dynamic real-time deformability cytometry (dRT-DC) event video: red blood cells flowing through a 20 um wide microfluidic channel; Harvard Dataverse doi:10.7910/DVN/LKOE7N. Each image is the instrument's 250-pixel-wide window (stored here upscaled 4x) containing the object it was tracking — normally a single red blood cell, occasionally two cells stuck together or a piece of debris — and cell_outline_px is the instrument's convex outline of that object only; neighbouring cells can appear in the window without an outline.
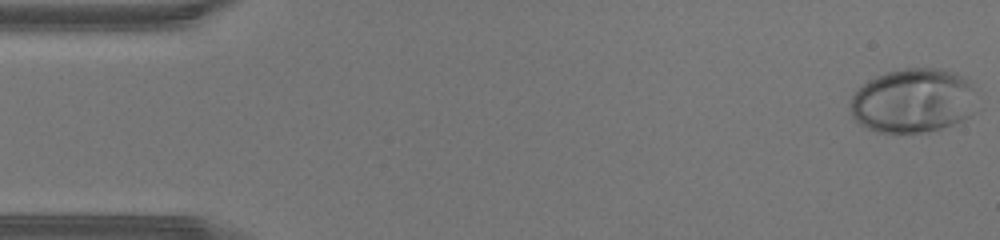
{"species": "human", "species_latin": "Homo sapiens", "temperature_condition": "warm", "stored_images_in_passage": 44, "camera_frame_rate_fps": 3000, "um_per_image_px": 0.085, "donor": {"sex": "male"}, "frame": {"image": 1, "passage_image": 1, "time_ms": 0.0, "image_size_px": [1000, 240], "cell_outline_px": [[984, 108], [964, 120], [940, 128], [920, 132], [880, 132], [868, 128], [860, 124], [852, 116], [852, 96], [868, 80], [876, 76], [888, 72], [904, 68], [940, 68], [956, 72], [964, 76], [972, 84]], "centroid_in_image_um": [77.77, 8.54], "position_along_channel_um": 7.2, "area_um2": 48.21}}
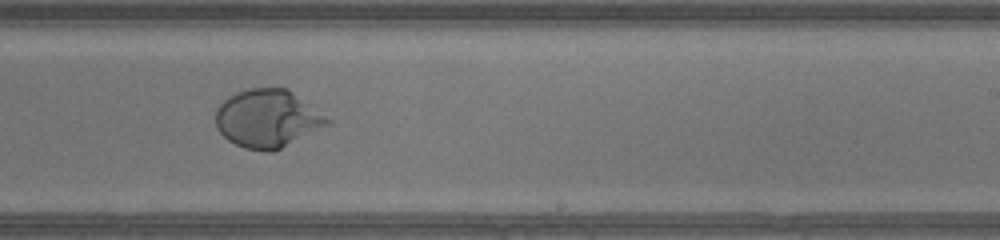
{"frame": {"image": 2, "passage_image": 27, "time_ms": 8.667, "image_size_px": [1000, 240], "cell_outline_px": [[332, 120], [328, 124], [272, 152], [264, 152], [244, 148], [228, 140], [216, 128], [216, 108], [228, 96], [236, 92], [248, 88], [288, 88]], "centroid_in_image_um": [22.7, 10.07], "position_along_channel_um": 266.3, "area_um2": 37.51}}
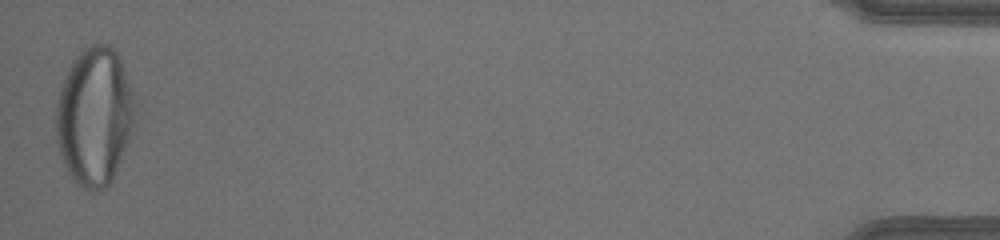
{"frame": {"image": 3, "passage_image": 44, "time_ms": 14.333, "image_size_px": [1000, 240], "cell_outline_px": [[132, 120], [128, 140], [112, 180], [100, 192], [88, 192], [72, 180], [64, 164], [56, 140], [56, 104], [60, 88], [68, 68], [76, 56], [84, 48], [92, 44], [108, 44], [120, 56], [132, 92]], "centroid_in_image_um": [7.98, 9.91], "position_along_channel_um": 427.2, "area_um2": 62.89}}